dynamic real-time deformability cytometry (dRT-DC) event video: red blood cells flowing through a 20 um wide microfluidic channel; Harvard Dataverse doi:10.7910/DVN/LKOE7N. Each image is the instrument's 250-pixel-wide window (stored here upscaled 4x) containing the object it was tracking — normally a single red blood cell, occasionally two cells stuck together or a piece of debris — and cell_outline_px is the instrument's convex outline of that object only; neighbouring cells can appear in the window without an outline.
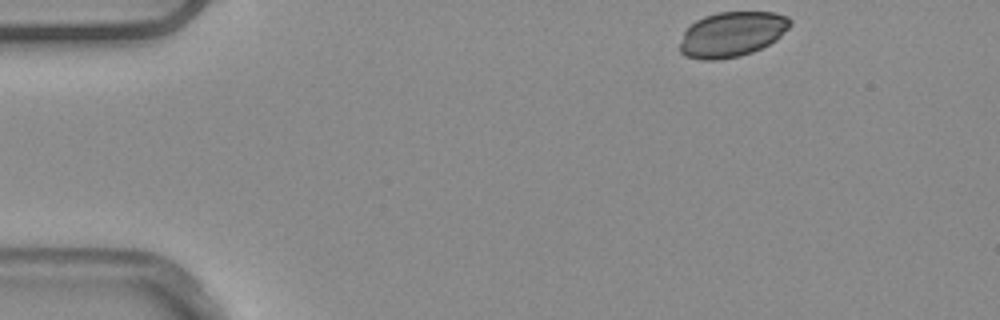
{"species": "common noctule bat (a hibernating species)", "species_latin": "Nyctalus noctula", "temperature_condition": "warm", "stored_images_in_passage": 3, "segment_of_instrument_passage": [1, 2], "camera_frame_rate_fps": 3000, "um_per_image_px": 0.085, "animal": {"sex": "male", "body_mass_g": 20.4}, "frame": {"image": 1, "passage_image": 1, "time_ms": 0.0, "image_size_px": [1000, 320], "cell_outline_px": [[792, 24], [776, 40], [752, 52], [740, 56], [716, 60], [700, 60], [684, 56], [680, 52], [680, 44], [684, 32], [696, 20], [704, 16], [720, 12], [776, 12], [788, 16], [792, 20]], "centroid_in_image_um": [62.22, 2.91], "position_along_channel_um": 22.8, "area_um2": 29.02}}